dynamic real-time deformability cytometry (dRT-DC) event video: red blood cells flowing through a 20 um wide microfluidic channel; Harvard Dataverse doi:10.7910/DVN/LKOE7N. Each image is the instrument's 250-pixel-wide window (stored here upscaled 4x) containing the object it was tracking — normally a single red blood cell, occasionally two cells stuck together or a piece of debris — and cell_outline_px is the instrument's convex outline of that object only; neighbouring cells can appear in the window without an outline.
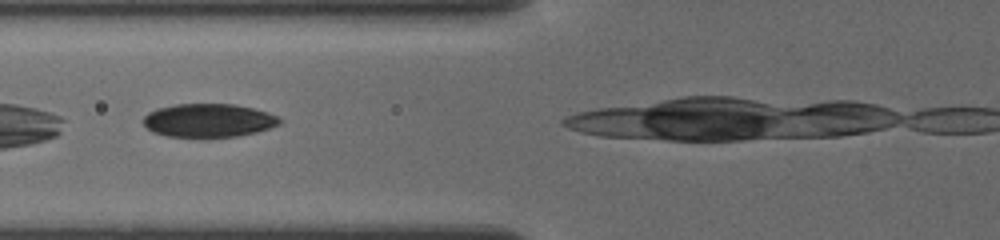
{"species": "common noctule bat (a hibernating species)", "species_latin": "Nyctalus noctula", "temperature_condition": "cold", "stored_images_in_passage": 26, "camera_frame_rate_fps": 3000, "um_per_image_px": 0.085, "animal": {"sex": "female", "body_mass_g": 19.5, "forearm_length_mm": 54.1}, "frame": {"image": 1, "passage_image": 6, "time_ms": 1.333, "image_size_px": [1000, 240], "cell_outline_px": [[284, 120], [280, 124], [256, 132], [236, 136], [168, 136], [152, 132], [144, 124], [144, 116], [148, 112], [160, 108], [176, 104], [232, 104], [252, 108], [268, 112]], "centroid_in_image_um": [17.74, 10.22], "position_along_channel_um": 108.1, "area_um2": 26.18}}